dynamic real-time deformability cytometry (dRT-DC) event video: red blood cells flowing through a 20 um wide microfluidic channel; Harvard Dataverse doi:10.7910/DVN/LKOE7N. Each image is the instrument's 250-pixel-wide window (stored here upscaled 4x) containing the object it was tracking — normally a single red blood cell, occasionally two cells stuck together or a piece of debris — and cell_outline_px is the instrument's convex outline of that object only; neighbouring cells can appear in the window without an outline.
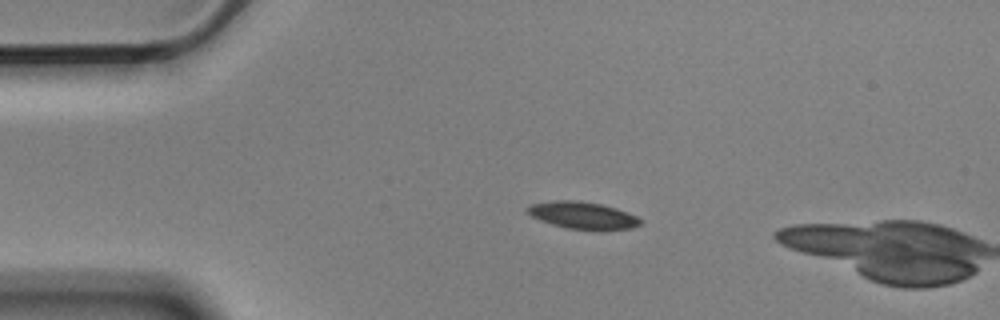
{"species": "Egyptian fruit bat (a non-hibernating species)", "species_latin": "Rousettus aegyptiacus", "temperature_condition": "cold", "stored_images_in_passage": 5, "camera_frame_rate_fps": 3000, "um_per_image_px": 0.085, "animal": {"sex": "male"}, "frame": {"image": 1, "passage_image": 3, "time_ms": 0.667, "image_size_px": [1000, 320], "cell_outline_px": [[644, 220], [640, 224], [632, 228], [600, 232], [568, 228], [552, 224], [540, 220], [524, 212], [524, 208], [532, 204], [552, 200], [576, 200], [600, 204], [616, 208], [628, 212]], "centroid_in_image_um": [49.55, 18.33], "position_along_channel_um": 35.5, "area_um2": 18.38}}